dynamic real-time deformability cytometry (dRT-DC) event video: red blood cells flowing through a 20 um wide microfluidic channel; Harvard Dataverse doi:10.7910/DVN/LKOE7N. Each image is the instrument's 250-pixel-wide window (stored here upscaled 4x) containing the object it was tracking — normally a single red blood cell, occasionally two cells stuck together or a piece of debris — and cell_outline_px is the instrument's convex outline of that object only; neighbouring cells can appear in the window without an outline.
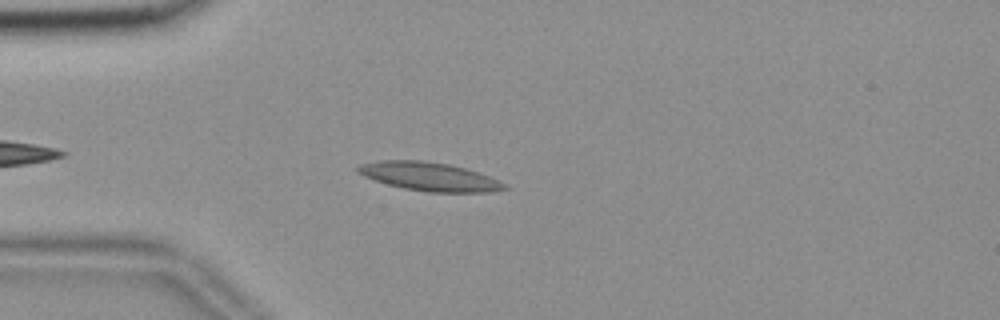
{"species": "common noctule bat (a hibernating species)", "species_latin": "Nyctalus noctula", "temperature_condition": "room temperature", "stored_images_in_passage": 43, "camera_frame_rate_fps": 3000, "um_per_image_px": 0.085, "animal": {"sex": "female", "body_mass_g": 18.4}, "frame": {"image": 1, "passage_image": 6, "time_ms": 1.667, "image_size_px": [1000, 320], "cell_outline_px": [[508, 188], [492, 192], [428, 192], [404, 188], [388, 184], [364, 176], [356, 172], [356, 168], [360, 164], [380, 160], [424, 160], [448, 164], [464, 168], [488, 176], [504, 184]], "centroid_in_image_um": [36.45, 15.0], "position_along_channel_um": 48.6, "area_um2": 24.1}}
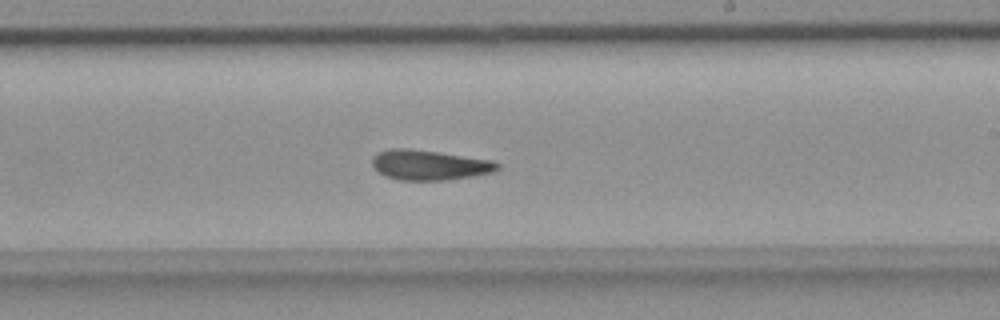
{"frame": {"image": 2, "passage_image": 24, "time_ms": 7.667, "image_size_px": [1000, 320], "cell_outline_px": [[500, 168], [492, 172], [472, 176], [444, 180], [400, 180], [384, 176], [372, 168], [372, 156], [376, 152], [392, 148], [408, 148], [492, 160], [500, 164]], "centroid_in_image_um": [36.43, 14.02], "position_along_channel_um": 252.6, "area_um2": 21.96}}
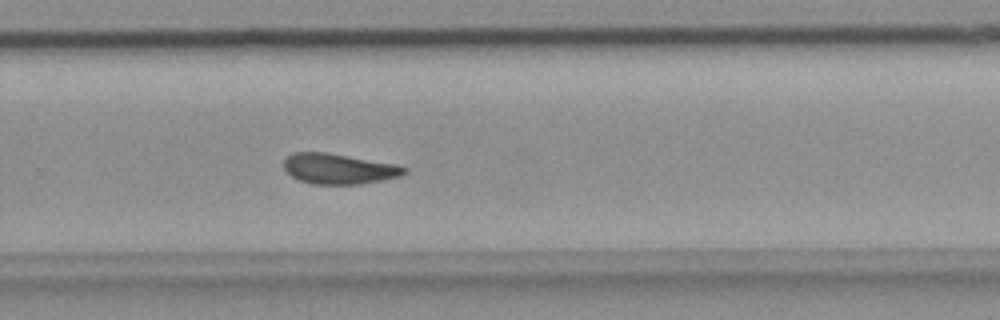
{"frame": {"image": 3, "passage_image": 28, "time_ms": 9.0, "image_size_px": [1000, 320], "cell_outline_px": [[408, 172], [400, 176], [360, 184], [312, 184], [300, 180], [292, 176], [284, 168], [284, 160], [292, 152], [324, 152], [400, 164], [408, 168]], "centroid_in_image_um": [28.84, 14.34], "position_along_channel_um": 301.0, "area_um2": 21.39}, "authors_computed_cell_mechanics": {"area_um2": 21.5016, "velocity_mm_per_s": 3.6399, "shape_relaxation_time_tau1_ms": null, "shape_relaxation_time_tau2_ms": 5.7704, "deformation_change_tau1": null, "deformation_change_tau2": 0.1302}}